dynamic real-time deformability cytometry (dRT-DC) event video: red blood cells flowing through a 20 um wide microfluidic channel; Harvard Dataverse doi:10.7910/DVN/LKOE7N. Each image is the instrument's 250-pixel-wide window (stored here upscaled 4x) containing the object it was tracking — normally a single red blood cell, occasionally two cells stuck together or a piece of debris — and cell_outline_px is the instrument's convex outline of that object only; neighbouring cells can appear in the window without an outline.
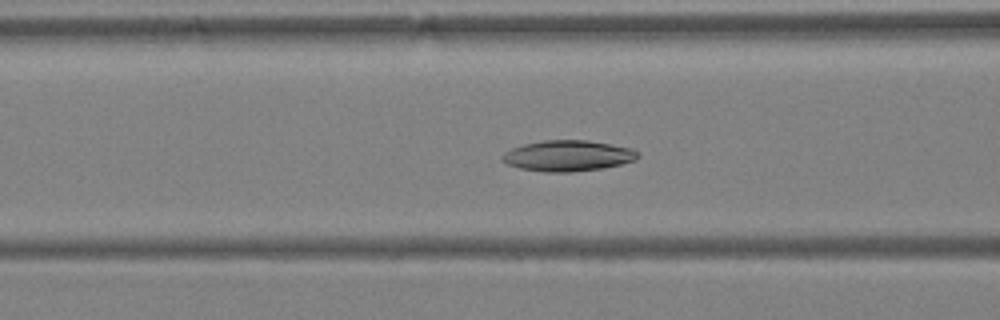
{"species": "Egyptian fruit bat (a non-hibernating species)", "species_latin": "Rousettus aegyptiacus", "temperature_condition": "warm", "stored_images_in_passage": 46, "camera_frame_rate_fps": 3000, "um_per_image_px": 0.085, "animal": {"sex": "female"}, "frame": {"image": 1, "passage_image": 19, "time_ms": 6.0, "image_size_px": [1000, 320], "cell_outline_px": [[640, 156], [636, 160], [604, 168], [572, 172], [544, 172], [520, 168], [508, 164], [500, 160], [500, 156], [504, 152], [512, 148], [524, 144], [544, 140], [588, 140], [612, 144], [632, 148], [640, 152]], "centroid_in_image_um": [48.29, 13.24], "position_along_channel_um": 118.3, "area_um2": 24.62}}
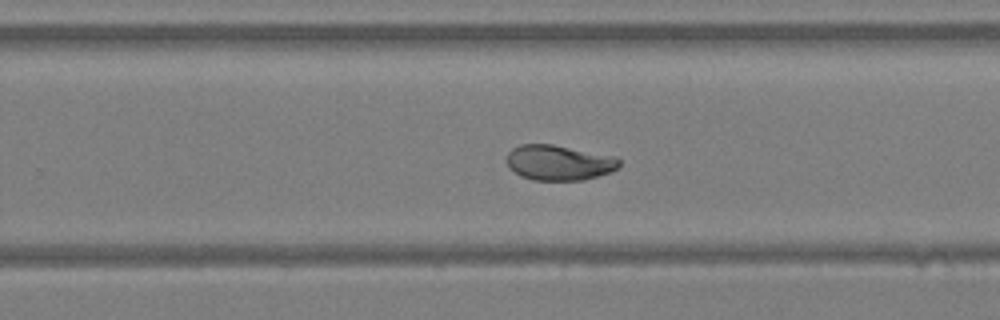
{"frame": {"image": 2, "passage_image": 30, "time_ms": 9.667, "image_size_px": [1000, 320], "cell_outline_px": [[620, 164], [616, 168], [608, 172], [584, 180], [532, 180], [520, 176], [508, 168], [508, 152], [512, 148], [520, 144], [552, 144], [616, 156], [620, 160]], "centroid_in_image_um": [47.48, 13.82], "position_along_channel_um": 282.3, "area_um2": 23.12}}
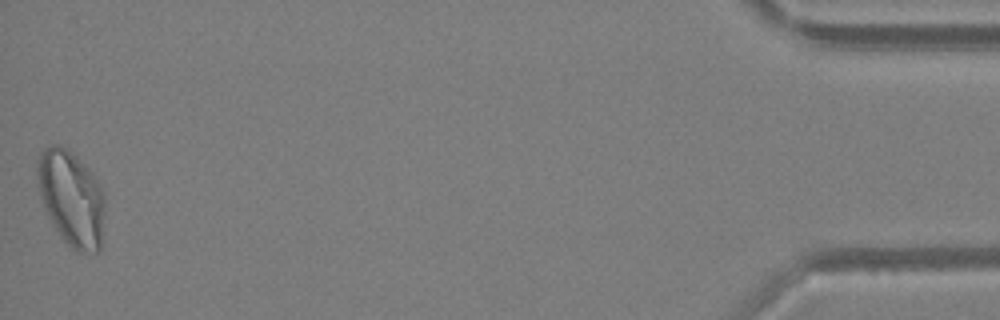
{"frame": {"image": 3, "passage_image": 46, "time_ms": 15.0, "image_size_px": [1000, 320], "cell_outline_px": [[104, 212], [100, 252], [76, 252], [60, 236], [52, 224], [44, 208], [40, 196], [36, 176], [36, 160], [40, 152], [44, 148], [52, 144], [60, 144], [68, 148], [92, 172], [100, 184], [104, 192]], "centroid_in_image_um": [6.05, 16.82], "position_along_channel_um": 429.2, "area_um2": 38.09}, "authors_computed_cell_mechanics": {"area_um2": 25.7788, "velocity_mm_per_s": 4.4905, "shape_relaxation_time_tau1_ms": 4.5214, "shape_relaxation_time_tau2_ms": 2.1641, "deformation_change_tau1": 0.1795, "deformation_change_tau2": 0.0669}}